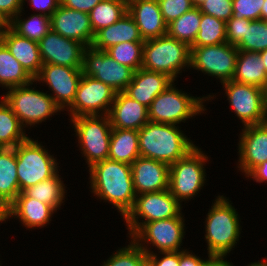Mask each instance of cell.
<instances>
[{"label":"cell","mask_w":267,"mask_h":266,"mask_svg":"<svg viewBox=\"0 0 267 266\" xmlns=\"http://www.w3.org/2000/svg\"><path fill=\"white\" fill-rule=\"evenodd\" d=\"M54 211L50 205L20 192L8 206V217L17 216L25 227L34 228L47 224Z\"/></svg>","instance_id":"obj_26"},{"label":"cell","mask_w":267,"mask_h":266,"mask_svg":"<svg viewBox=\"0 0 267 266\" xmlns=\"http://www.w3.org/2000/svg\"><path fill=\"white\" fill-rule=\"evenodd\" d=\"M191 48L168 35L144 41L142 68L162 73L173 81L184 67L190 66Z\"/></svg>","instance_id":"obj_4"},{"label":"cell","mask_w":267,"mask_h":266,"mask_svg":"<svg viewBox=\"0 0 267 266\" xmlns=\"http://www.w3.org/2000/svg\"><path fill=\"white\" fill-rule=\"evenodd\" d=\"M200 22L201 12L195 6L190 11L167 24V35L191 46L197 37Z\"/></svg>","instance_id":"obj_33"},{"label":"cell","mask_w":267,"mask_h":266,"mask_svg":"<svg viewBox=\"0 0 267 266\" xmlns=\"http://www.w3.org/2000/svg\"><path fill=\"white\" fill-rule=\"evenodd\" d=\"M202 97L195 98L176 90L171 83L163 92L151 102L148 108V118L151 122L174 124L177 125L181 121L202 113L204 105ZM202 111V112H201Z\"/></svg>","instance_id":"obj_7"},{"label":"cell","mask_w":267,"mask_h":266,"mask_svg":"<svg viewBox=\"0 0 267 266\" xmlns=\"http://www.w3.org/2000/svg\"><path fill=\"white\" fill-rule=\"evenodd\" d=\"M180 210V202L166 189L136 195L134 205L124 219L132 236L143 223L177 217ZM138 216L145 221L138 222Z\"/></svg>","instance_id":"obj_10"},{"label":"cell","mask_w":267,"mask_h":266,"mask_svg":"<svg viewBox=\"0 0 267 266\" xmlns=\"http://www.w3.org/2000/svg\"><path fill=\"white\" fill-rule=\"evenodd\" d=\"M190 48V67L219 78L221 83L233 79L239 52L236 46L225 42Z\"/></svg>","instance_id":"obj_12"},{"label":"cell","mask_w":267,"mask_h":266,"mask_svg":"<svg viewBox=\"0 0 267 266\" xmlns=\"http://www.w3.org/2000/svg\"><path fill=\"white\" fill-rule=\"evenodd\" d=\"M23 0H0V21L8 24L17 14L22 12Z\"/></svg>","instance_id":"obj_45"},{"label":"cell","mask_w":267,"mask_h":266,"mask_svg":"<svg viewBox=\"0 0 267 266\" xmlns=\"http://www.w3.org/2000/svg\"><path fill=\"white\" fill-rule=\"evenodd\" d=\"M64 188L65 187L59 178V174L56 173L53 177L31 186L23 192L30 198H34L42 203L50 205L56 212L65 197Z\"/></svg>","instance_id":"obj_34"},{"label":"cell","mask_w":267,"mask_h":266,"mask_svg":"<svg viewBox=\"0 0 267 266\" xmlns=\"http://www.w3.org/2000/svg\"><path fill=\"white\" fill-rule=\"evenodd\" d=\"M123 42H144L135 20L128 12L114 24L98 31L91 46L106 51L111 46Z\"/></svg>","instance_id":"obj_25"},{"label":"cell","mask_w":267,"mask_h":266,"mask_svg":"<svg viewBox=\"0 0 267 266\" xmlns=\"http://www.w3.org/2000/svg\"><path fill=\"white\" fill-rule=\"evenodd\" d=\"M227 42L226 22L214 16L201 13L199 31L190 47L216 45Z\"/></svg>","instance_id":"obj_36"},{"label":"cell","mask_w":267,"mask_h":266,"mask_svg":"<svg viewBox=\"0 0 267 266\" xmlns=\"http://www.w3.org/2000/svg\"><path fill=\"white\" fill-rule=\"evenodd\" d=\"M131 171L136 195L168 189L170 165L167 163L140 156L131 164Z\"/></svg>","instance_id":"obj_19"},{"label":"cell","mask_w":267,"mask_h":266,"mask_svg":"<svg viewBox=\"0 0 267 266\" xmlns=\"http://www.w3.org/2000/svg\"><path fill=\"white\" fill-rule=\"evenodd\" d=\"M252 176L256 182H267V160L255 167L247 177Z\"/></svg>","instance_id":"obj_49"},{"label":"cell","mask_w":267,"mask_h":266,"mask_svg":"<svg viewBox=\"0 0 267 266\" xmlns=\"http://www.w3.org/2000/svg\"><path fill=\"white\" fill-rule=\"evenodd\" d=\"M248 266H267V260L266 261H258V263H251L250 265Z\"/></svg>","instance_id":"obj_55"},{"label":"cell","mask_w":267,"mask_h":266,"mask_svg":"<svg viewBox=\"0 0 267 266\" xmlns=\"http://www.w3.org/2000/svg\"><path fill=\"white\" fill-rule=\"evenodd\" d=\"M174 124L149 121L139 131L140 156L171 165L195 145Z\"/></svg>","instance_id":"obj_2"},{"label":"cell","mask_w":267,"mask_h":266,"mask_svg":"<svg viewBox=\"0 0 267 266\" xmlns=\"http://www.w3.org/2000/svg\"><path fill=\"white\" fill-rule=\"evenodd\" d=\"M203 1L204 0H192V2L194 3L195 6H198Z\"/></svg>","instance_id":"obj_56"},{"label":"cell","mask_w":267,"mask_h":266,"mask_svg":"<svg viewBox=\"0 0 267 266\" xmlns=\"http://www.w3.org/2000/svg\"><path fill=\"white\" fill-rule=\"evenodd\" d=\"M23 125L2 98L0 102V147L15 148L29 137L23 132Z\"/></svg>","instance_id":"obj_31"},{"label":"cell","mask_w":267,"mask_h":266,"mask_svg":"<svg viewBox=\"0 0 267 266\" xmlns=\"http://www.w3.org/2000/svg\"><path fill=\"white\" fill-rule=\"evenodd\" d=\"M0 41L33 79L39 75L43 62L38 42L20 36L7 24L1 28Z\"/></svg>","instance_id":"obj_21"},{"label":"cell","mask_w":267,"mask_h":266,"mask_svg":"<svg viewBox=\"0 0 267 266\" xmlns=\"http://www.w3.org/2000/svg\"><path fill=\"white\" fill-rule=\"evenodd\" d=\"M222 84L225 87L230 106L233 107L244 126L267 122L262 88L233 80Z\"/></svg>","instance_id":"obj_13"},{"label":"cell","mask_w":267,"mask_h":266,"mask_svg":"<svg viewBox=\"0 0 267 266\" xmlns=\"http://www.w3.org/2000/svg\"><path fill=\"white\" fill-rule=\"evenodd\" d=\"M101 0H60V4L66 8L78 10L88 13L100 2Z\"/></svg>","instance_id":"obj_46"},{"label":"cell","mask_w":267,"mask_h":266,"mask_svg":"<svg viewBox=\"0 0 267 266\" xmlns=\"http://www.w3.org/2000/svg\"><path fill=\"white\" fill-rule=\"evenodd\" d=\"M209 259L202 266H232L231 263L223 260L224 256H208Z\"/></svg>","instance_id":"obj_50"},{"label":"cell","mask_w":267,"mask_h":266,"mask_svg":"<svg viewBox=\"0 0 267 266\" xmlns=\"http://www.w3.org/2000/svg\"><path fill=\"white\" fill-rule=\"evenodd\" d=\"M238 50L259 53L267 49V21L254 20L246 23L245 35Z\"/></svg>","instance_id":"obj_38"},{"label":"cell","mask_w":267,"mask_h":266,"mask_svg":"<svg viewBox=\"0 0 267 266\" xmlns=\"http://www.w3.org/2000/svg\"><path fill=\"white\" fill-rule=\"evenodd\" d=\"M143 44L144 42H123L111 46L106 52L118 63L135 72L142 68Z\"/></svg>","instance_id":"obj_37"},{"label":"cell","mask_w":267,"mask_h":266,"mask_svg":"<svg viewBox=\"0 0 267 266\" xmlns=\"http://www.w3.org/2000/svg\"><path fill=\"white\" fill-rule=\"evenodd\" d=\"M17 14L7 25L17 34L30 40L39 42L50 30V16L42 13L31 15L28 20L18 19Z\"/></svg>","instance_id":"obj_35"},{"label":"cell","mask_w":267,"mask_h":266,"mask_svg":"<svg viewBox=\"0 0 267 266\" xmlns=\"http://www.w3.org/2000/svg\"><path fill=\"white\" fill-rule=\"evenodd\" d=\"M227 200L224 196H218L206 219L205 240L211 256H226L239 238L238 214Z\"/></svg>","instance_id":"obj_3"},{"label":"cell","mask_w":267,"mask_h":266,"mask_svg":"<svg viewBox=\"0 0 267 266\" xmlns=\"http://www.w3.org/2000/svg\"><path fill=\"white\" fill-rule=\"evenodd\" d=\"M19 193L15 149L0 147V201L8 207Z\"/></svg>","instance_id":"obj_27"},{"label":"cell","mask_w":267,"mask_h":266,"mask_svg":"<svg viewBox=\"0 0 267 266\" xmlns=\"http://www.w3.org/2000/svg\"><path fill=\"white\" fill-rule=\"evenodd\" d=\"M239 143L240 169L248 175L267 160V122L244 126Z\"/></svg>","instance_id":"obj_20"},{"label":"cell","mask_w":267,"mask_h":266,"mask_svg":"<svg viewBox=\"0 0 267 266\" xmlns=\"http://www.w3.org/2000/svg\"><path fill=\"white\" fill-rule=\"evenodd\" d=\"M260 20L267 21V0H264L263 6L261 7Z\"/></svg>","instance_id":"obj_52"},{"label":"cell","mask_w":267,"mask_h":266,"mask_svg":"<svg viewBox=\"0 0 267 266\" xmlns=\"http://www.w3.org/2000/svg\"><path fill=\"white\" fill-rule=\"evenodd\" d=\"M51 30L65 38L76 40L86 47L92 45L94 33L88 13L59 5L50 16Z\"/></svg>","instance_id":"obj_18"},{"label":"cell","mask_w":267,"mask_h":266,"mask_svg":"<svg viewBox=\"0 0 267 266\" xmlns=\"http://www.w3.org/2000/svg\"><path fill=\"white\" fill-rule=\"evenodd\" d=\"M38 46L43 64L82 68L84 44L50 30L38 42Z\"/></svg>","instance_id":"obj_16"},{"label":"cell","mask_w":267,"mask_h":266,"mask_svg":"<svg viewBox=\"0 0 267 266\" xmlns=\"http://www.w3.org/2000/svg\"><path fill=\"white\" fill-rule=\"evenodd\" d=\"M25 1V0H23ZM34 8L41 10L44 15L51 16L59 7L60 0H29Z\"/></svg>","instance_id":"obj_47"},{"label":"cell","mask_w":267,"mask_h":266,"mask_svg":"<svg viewBox=\"0 0 267 266\" xmlns=\"http://www.w3.org/2000/svg\"><path fill=\"white\" fill-rule=\"evenodd\" d=\"M128 13L135 20L143 41L167 35V23L158 0H128Z\"/></svg>","instance_id":"obj_22"},{"label":"cell","mask_w":267,"mask_h":266,"mask_svg":"<svg viewBox=\"0 0 267 266\" xmlns=\"http://www.w3.org/2000/svg\"><path fill=\"white\" fill-rule=\"evenodd\" d=\"M263 99H264V109H265V112L267 115V81H266V84L263 88Z\"/></svg>","instance_id":"obj_54"},{"label":"cell","mask_w":267,"mask_h":266,"mask_svg":"<svg viewBox=\"0 0 267 266\" xmlns=\"http://www.w3.org/2000/svg\"><path fill=\"white\" fill-rule=\"evenodd\" d=\"M207 158L195 146L170 165L168 190L179 202L191 199L204 186L206 175L203 165Z\"/></svg>","instance_id":"obj_9"},{"label":"cell","mask_w":267,"mask_h":266,"mask_svg":"<svg viewBox=\"0 0 267 266\" xmlns=\"http://www.w3.org/2000/svg\"><path fill=\"white\" fill-rule=\"evenodd\" d=\"M112 128L139 131L149 122L148 108L130 98L124 92H117L108 113Z\"/></svg>","instance_id":"obj_23"},{"label":"cell","mask_w":267,"mask_h":266,"mask_svg":"<svg viewBox=\"0 0 267 266\" xmlns=\"http://www.w3.org/2000/svg\"><path fill=\"white\" fill-rule=\"evenodd\" d=\"M17 158V176L20 192L53 177L57 169V160L49 155L37 141L28 138L15 148Z\"/></svg>","instance_id":"obj_5"},{"label":"cell","mask_w":267,"mask_h":266,"mask_svg":"<svg viewBox=\"0 0 267 266\" xmlns=\"http://www.w3.org/2000/svg\"><path fill=\"white\" fill-rule=\"evenodd\" d=\"M182 218L180 214L169 219L143 223L131 237L137 242L144 239V242L152 243L160 252L180 251L185 227Z\"/></svg>","instance_id":"obj_15"},{"label":"cell","mask_w":267,"mask_h":266,"mask_svg":"<svg viewBox=\"0 0 267 266\" xmlns=\"http://www.w3.org/2000/svg\"><path fill=\"white\" fill-rule=\"evenodd\" d=\"M128 12V0H101L90 12L94 35L103 28L114 24Z\"/></svg>","instance_id":"obj_32"},{"label":"cell","mask_w":267,"mask_h":266,"mask_svg":"<svg viewBox=\"0 0 267 266\" xmlns=\"http://www.w3.org/2000/svg\"><path fill=\"white\" fill-rule=\"evenodd\" d=\"M29 85L10 88L5 94L6 96L3 97L23 127L24 125L26 127V125L41 123L47 117L54 115L59 110L61 111L51 94L30 89Z\"/></svg>","instance_id":"obj_8"},{"label":"cell","mask_w":267,"mask_h":266,"mask_svg":"<svg viewBox=\"0 0 267 266\" xmlns=\"http://www.w3.org/2000/svg\"><path fill=\"white\" fill-rule=\"evenodd\" d=\"M8 218V207L0 201V222L5 221Z\"/></svg>","instance_id":"obj_51"},{"label":"cell","mask_w":267,"mask_h":266,"mask_svg":"<svg viewBox=\"0 0 267 266\" xmlns=\"http://www.w3.org/2000/svg\"><path fill=\"white\" fill-rule=\"evenodd\" d=\"M73 127L88 167L108 159L112 126L108 115H81L72 118Z\"/></svg>","instance_id":"obj_6"},{"label":"cell","mask_w":267,"mask_h":266,"mask_svg":"<svg viewBox=\"0 0 267 266\" xmlns=\"http://www.w3.org/2000/svg\"><path fill=\"white\" fill-rule=\"evenodd\" d=\"M233 81L264 88L267 75L259 53L239 50Z\"/></svg>","instance_id":"obj_28"},{"label":"cell","mask_w":267,"mask_h":266,"mask_svg":"<svg viewBox=\"0 0 267 266\" xmlns=\"http://www.w3.org/2000/svg\"><path fill=\"white\" fill-rule=\"evenodd\" d=\"M205 262L186 250L179 251V266H202Z\"/></svg>","instance_id":"obj_48"},{"label":"cell","mask_w":267,"mask_h":266,"mask_svg":"<svg viewBox=\"0 0 267 266\" xmlns=\"http://www.w3.org/2000/svg\"><path fill=\"white\" fill-rule=\"evenodd\" d=\"M128 247L122 248L110 257L103 266H144L147 253L132 240Z\"/></svg>","instance_id":"obj_39"},{"label":"cell","mask_w":267,"mask_h":266,"mask_svg":"<svg viewBox=\"0 0 267 266\" xmlns=\"http://www.w3.org/2000/svg\"><path fill=\"white\" fill-rule=\"evenodd\" d=\"M81 77L82 68L43 64L39 75L34 80L46 82L55 94L51 97L63 109L74 101Z\"/></svg>","instance_id":"obj_17"},{"label":"cell","mask_w":267,"mask_h":266,"mask_svg":"<svg viewBox=\"0 0 267 266\" xmlns=\"http://www.w3.org/2000/svg\"><path fill=\"white\" fill-rule=\"evenodd\" d=\"M201 13L227 22L233 16L232 0H204L198 6Z\"/></svg>","instance_id":"obj_41"},{"label":"cell","mask_w":267,"mask_h":266,"mask_svg":"<svg viewBox=\"0 0 267 266\" xmlns=\"http://www.w3.org/2000/svg\"><path fill=\"white\" fill-rule=\"evenodd\" d=\"M171 83L174 81L165 74L140 68L134 72L132 81L127 85L124 93L149 108L157 95Z\"/></svg>","instance_id":"obj_24"},{"label":"cell","mask_w":267,"mask_h":266,"mask_svg":"<svg viewBox=\"0 0 267 266\" xmlns=\"http://www.w3.org/2000/svg\"><path fill=\"white\" fill-rule=\"evenodd\" d=\"M147 253V263L150 266H179V251L161 252L165 256L162 259H158L156 254L150 252L147 247L136 242Z\"/></svg>","instance_id":"obj_44"},{"label":"cell","mask_w":267,"mask_h":266,"mask_svg":"<svg viewBox=\"0 0 267 266\" xmlns=\"http://www.w3.org/2000/svg\"><path fill=\"white\" fill-rule=\"evenodd\" d=\"M35 80L27 73L8 48L0 41V85L8 89L27 84Z\"/></svg>","instance_id":"obj_30"},{"label":"cell","mask_w":267,"mask_h":266,"mask_svg":"<svg viewBox=\"0 0 267 266\" xmlns=\"http://www.w3.org/2000/svg\"><path fill=\"white\" fill-rule=\"evenodd\" d=\"M264 0H232L234 18H245L251 21L260 20Z\"/></svg>","instance_id":"obj_42"},{"label":"cell","mask_w":267,"mask_h":266,"mask_svg":"<svg viewBox=\"0 0 267 266\" xmlns=\"http://www.w3.org/2000/svg\"><path fill=\"white\" fill-rule=\"evenodd\" d=\"M89 172L92 192L117 207L124 218L136 197L131 165L106 159L90 167Z\"/></svg>","instance_id":"obj_1"},{"label":"cell","mask_w":267,"mask_h":266,"mask_svg":"<svg viewBox=\"0 0 267 266\" xmlns=\"http://www.w3.org/2000/svg\"><path fill=\"white\" fill-rule=\"evenodd\" d=\"M158 3L167 24L195 7L192 0H158Z\"/></svg>","instance_id":"obj_40"},{"label":"cell","mask_w":267,"mask_h":266,"mask_svg":"<svg viewBox=\"0 0 267 266\" xmlns=\"http://www.w3.org/2000/svg\"><path fill=\"white\" fill-rule=\"evenodd\" d=\"M260 58L264 64L266 75H267V49L264 51L259 52Z\"/></svg>","instance_id":"obj_53"},{"label":"cell","mask_w":267,"mask_h":266,"mask_svg":"<svg viewBox=\"0 0 267 266\" xmlns=\"http://www.w3.org/2000/svg\"><path fill=\"white\" fill-rule=\"evenodd\" d=\"M116 93L103 82L82 74L74 101L68 108L70 116L98 115L102 109L105 111L103 114L108 115Z\"/></svg>","instance_id":"obj_14"},{"label":"cell","mask_w":267,"mask_h":266,"mask_svg":"<svg viewBox=\"0 0 267 266\" xmlns=\"http://www.w3.org/2000/svg\"><path fill=\"white\" fill-rule=\"evenodd\" d=\"M138 141L137 130L112 128L108 159L131 165L140 157Z\"/></svg>","instance_id":"obj_29"},{"label":"cell","mask_w":267,"mask_h":266,"mask_svg":"<svg viewBox=\"0 0 267 266\" xmlns=\"http://www.w3.org/2000/svg\"><path fill=\"white\" fill-rule=\"evenodd\" d=\"M249 21V19L245 18L231 17L226 22L227 43L237 47L241 43V39L245 35L246 23H248Z\"/></svg>","instance_id":"obj_43"},{"label":"cell","mask_w":267,"mask_h":266,"mask_svg":"<svg viewBox=\"0 0 267 266\" xmlns=\"http://www.w3.org/2000/svg\"><path fill=\"white\" fill-rule=\"evenodd\" d=\"M82 74L103 82L116 92H124L134 71L118 63L106 51L89 46L83 53Z\"/></svg>","instance_id":"obj_11"},{"label":"cell","mask_w":267,"mask_h":266,"mask_svg":"<svg viewBox=\"0 0 267 266\" xmlns=\"http://www.w3.org/2000/svg\"><path fill=\"white\" fill-rule=\"evenodd\" d=\"M2 26H3V24H2L1 21H0V32H1V28H2Z\"/></svg>","instance_id":"obj_57"}]
</instances>
